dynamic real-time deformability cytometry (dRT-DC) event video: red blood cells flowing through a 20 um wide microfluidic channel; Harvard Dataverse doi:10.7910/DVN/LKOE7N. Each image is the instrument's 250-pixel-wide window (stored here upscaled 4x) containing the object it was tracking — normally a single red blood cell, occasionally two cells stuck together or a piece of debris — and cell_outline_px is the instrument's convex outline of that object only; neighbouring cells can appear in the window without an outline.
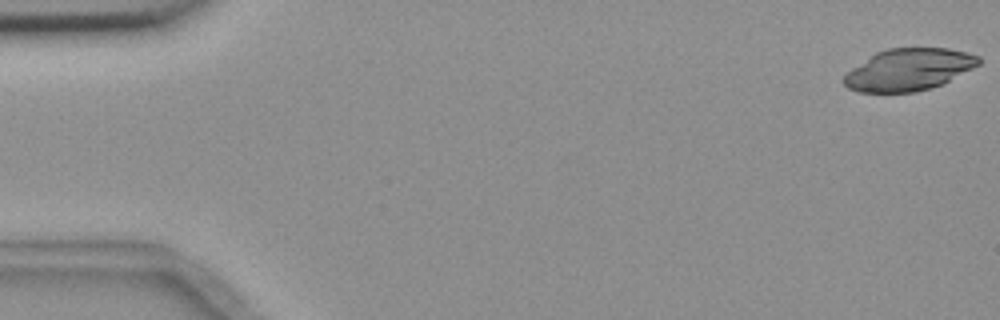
{"species": "common noctule bat (a hibernating species)", "species_latin": "Nyctalus noctula", "temperature_condition": "room temperature", "stored_images_in_passage": 5, "camera_frame_rate_fps": 3000, "um_per_image_px": 0.085, "animal": {"sex": "female", "body_mass_g": 18.4}, "frame": {"image": 1, "passage_image": 1, "time_ms": 0.0, "image_size_px": [1000, 320], "cell_outline_px": [[980, 64], [944, 84], [932, 88], [916, 92], [860, 92], [848, 88], [840, 80], [852, 68], [876, 52], [888, 48], [948, 48], [980, 56]], "centroid_in_image_um": [77.25, 5.92], "position_along_channel_um": 7.8, "area_um2": 33.0}}